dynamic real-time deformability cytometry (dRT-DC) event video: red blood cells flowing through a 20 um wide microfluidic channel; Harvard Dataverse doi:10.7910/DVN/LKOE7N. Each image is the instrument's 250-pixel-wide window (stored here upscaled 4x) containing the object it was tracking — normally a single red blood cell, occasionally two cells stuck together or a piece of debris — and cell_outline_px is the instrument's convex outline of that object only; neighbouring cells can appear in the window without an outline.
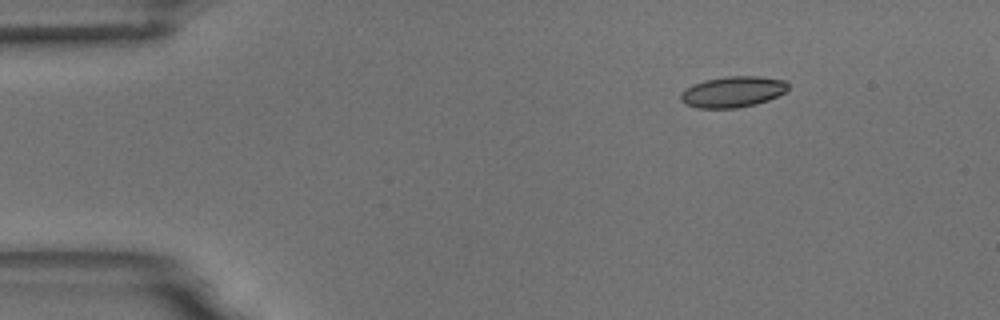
{"species": "common noctule bat (a hibernating species)", "species_latin": "Nyctalus noctula", "temperature_condition": "room temperature", "stored_images_in_passage": 9, "camera_frame_rate_fps": 3000, "um_per_image_px": 0.085, "animal": {"sex": "male", "body_mass_g": 18.8}, "frame": {"image": 1, "passage_image": 1, "time_ms": 0.0, "image_size_px": [1000, 320], "cell_outline_px": [[788, 88], [784, 92], [768, 100], [756, 104], [736, 108], [696, 108], [684, 104], [680, 100], [680, 92], [684, 88], [692, 84], [704, 80], [724, 76], [760, 76], [788, 80]], "centroid_in_image_um": [62.25, 7.79], "position_along_channel_um": 22.8, "area_um2": 19.71}}
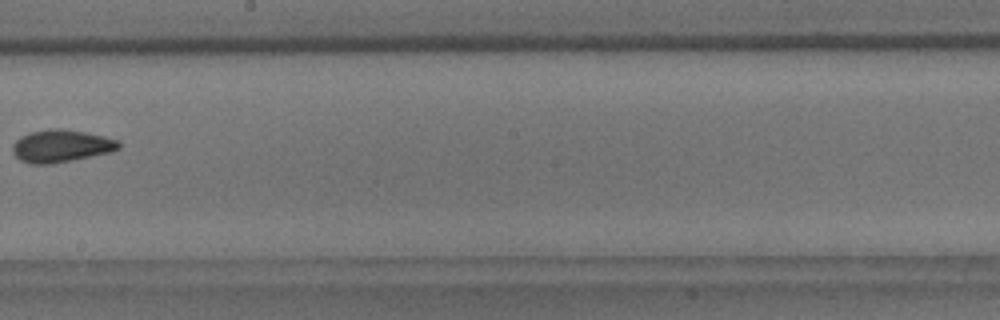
{"frame": {"image": 2, "passage_image": 8, "time_ms": 8.0, "image_size_px": [1000, 320], "cell_outline_px": [[120, 148], [112, 152], [52, 164], [32, 164], [20, 160], [12, 152], [12, 144], [20, 136], [28, 132], [48, 128], [60, 128], [84, 132], [104, 136], [120, 140]], "centroid_in_image_um": [5.19, 12.4], "position_along_channel_um": 243.0, "area_um2": 20.35}}
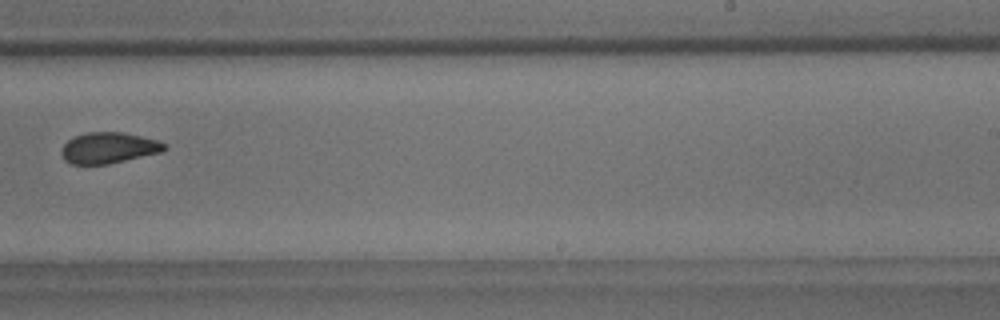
{"frame": {"image": 3, "passage_image": 9, "time_ms": 9.0, "image_size_px": [1000, 320], "cell_outline_px": [[168, 148], [160, 152], [108, 164], [72, 164], [64, 160], [60, 152], [64, 144], [72, 136], [84, 132], [120, 132], [140, 136], [156, 140], [168, 144]], "centroid_in_image_um": [9.2, 12.56], "position_along_channel_um": 279.8, "area_um2": 18.61}}